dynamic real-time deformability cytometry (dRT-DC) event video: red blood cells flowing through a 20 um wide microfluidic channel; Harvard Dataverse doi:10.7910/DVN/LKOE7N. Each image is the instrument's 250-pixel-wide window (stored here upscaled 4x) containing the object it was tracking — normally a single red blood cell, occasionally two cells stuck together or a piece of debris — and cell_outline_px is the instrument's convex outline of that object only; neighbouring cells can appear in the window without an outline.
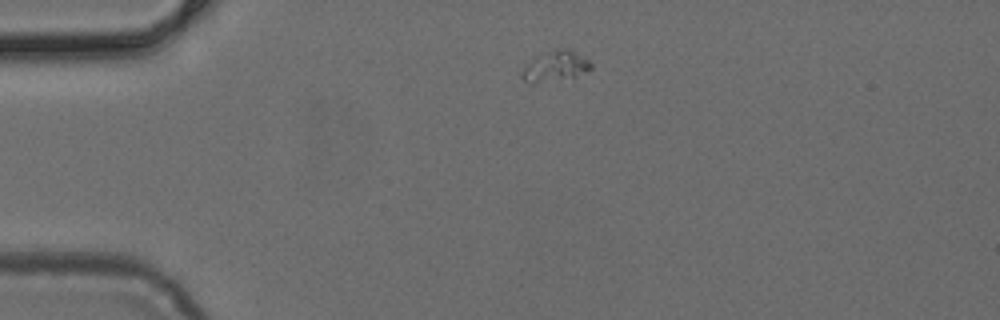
{"species": "common noctule bat (a hibernating species)", "species_latin": "Nyctalus noctula", "temperature_condition": "cold", "stored_images_in_passage": 3, "camera_frame_rate_fps": 3000, "um_per_image_px": 0.085, "animal": {"sex": "female", "body_mass_g": 24.6, "forearm_length_mm": 56.2}, "frame": {"image": 1, "passage_image": 1, "time_ms": 0.0, "image_size_px": [1000, 320], "cell_outline_px": [[592, 68], [588, 72], [572, 76], [536, 80], [524, 80], [520, 76], [520, 72], [532, 60], [548, 52], [560, 48], [568, 48], [588, 60], [592, 64]], "centroid_in_image_um": [47.27, 5.57], "position_along_channel_um": 37.7, "area_um2": 11.16}}